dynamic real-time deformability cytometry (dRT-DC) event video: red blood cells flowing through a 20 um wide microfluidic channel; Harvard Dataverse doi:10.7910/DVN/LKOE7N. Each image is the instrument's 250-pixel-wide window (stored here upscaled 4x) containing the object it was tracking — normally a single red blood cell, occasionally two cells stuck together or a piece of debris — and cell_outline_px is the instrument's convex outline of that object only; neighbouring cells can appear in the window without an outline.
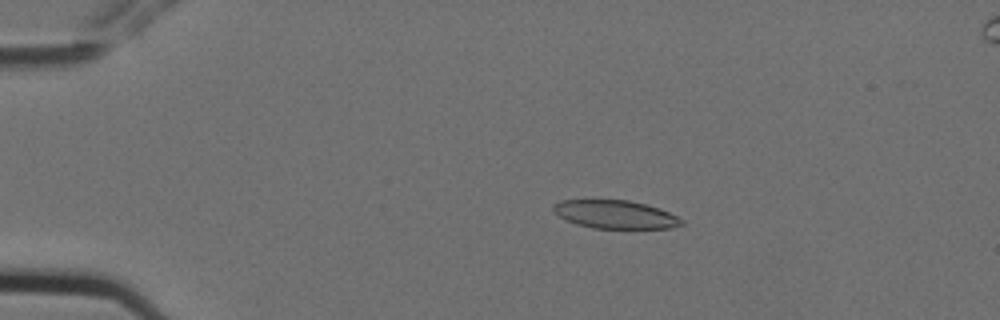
{"species": "Egyptian fruit bat (a non-hibernating species)", "species_latin": "Rousettus aegyptiacus", "temperature_condition": "cold", "stored_images_in_passage": 7, "camera_frame_rate_fps": 3000, "um_per_image_px": 0.085, "animal": {"sex": "female"}, "frame": {"image": 1, "passage_image": 3, "time_ms": 0.667, "image_size_px": [1000, 320], "cell_outline_px": [[684, 224], [672, 228], [592, 228], [576, 224], [560, 216], [552, 208], [552, 204], [560, 200], [628, 200], [660, 208], [684, 220]], "centroid_in_image_um": [52.31, 18.22], "position_along_channel_um": 32.7, "area_um2": 20.98}}
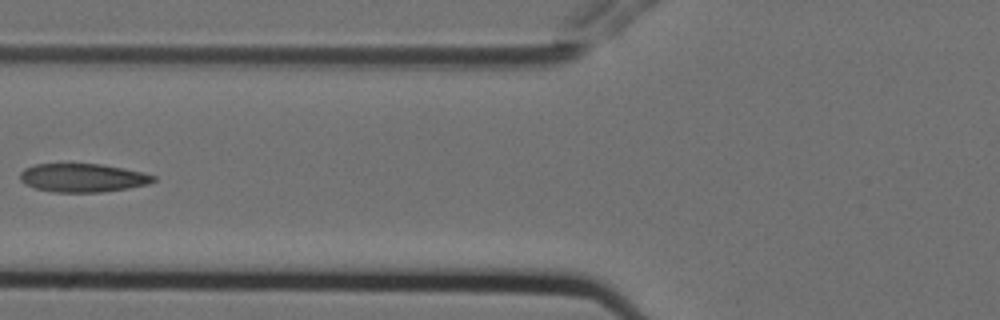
{"frame": {"image": 2, "passage_image": 6, "time_ms": 1.667, "image_size_px": [1000, 320], "cell_outline_px": [[156, 180], [148, 184], [128, 188], [100, 192], [52, 192], [36, 188], [24, 184], [20, 180], [20, 172], [24, 168], [36, 164], [100, 164], [140, 172], [156, 176]], "centroid_in_image_um": [6.99, 15.12], "position_along_channel_um": 118.8, "area_um2": 21.96}}
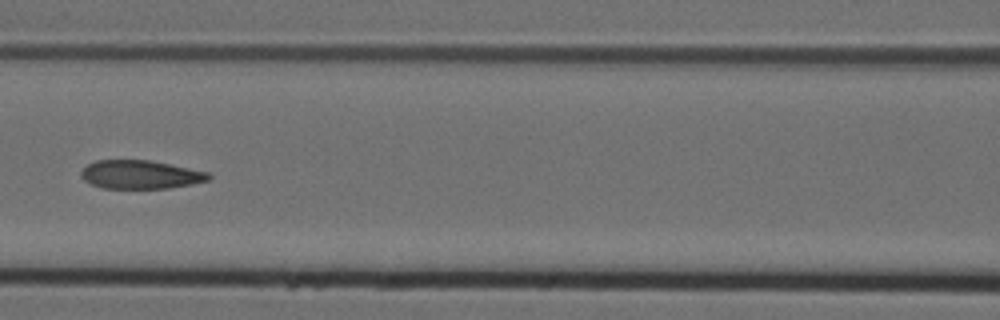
{"frame": {"image": 3, "passage_image": 7, "time_ms": 2.0, "image_size_px": [1000, 320], "cell_outline_px": [[212, 176], [208, 180], [192, 184], [168, 188], [104, 188], [92, 184], [84, 180], [80, 176], [80, 172], [88, 164], [96, 160], [148, 160], [208, 172]], "centroid_in_image_um": [11.92, 14.84], "position_along_channel_um": 154.7, "area_um2": 20.98}}